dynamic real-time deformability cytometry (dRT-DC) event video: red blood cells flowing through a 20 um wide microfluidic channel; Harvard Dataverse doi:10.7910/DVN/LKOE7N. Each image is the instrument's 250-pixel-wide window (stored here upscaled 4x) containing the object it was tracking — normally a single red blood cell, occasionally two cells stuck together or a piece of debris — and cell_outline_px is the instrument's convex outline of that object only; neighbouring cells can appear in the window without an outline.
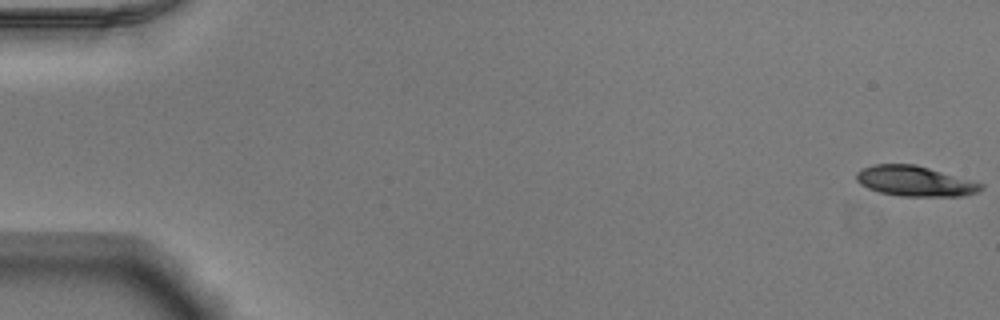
{"species": "Egyptian fruit bat (a non-hibernating species)", "species_latin": "Rousettus aegyptiacus", "temperature_condition": "warm", "stored_images_in_passage": 53, "camera_frame_rate_fps": 3000, "um_per_image_px": 0.085, "animal": {"sex": "male"}, "frame": {"image": 1, "passage_image": 1, "time_ms": 0.0, "image_size_px": [1000, 320], "cell_outline_px": [[984, 188], [976, 192], [960, 196], [900, 196], [880, 192], [868, 188], [860, 184], [856, 180], [856, 172], [872, 164], [916, 164], [984, 184]], "centroid_in_image_um": [77.74, 15.39], "position_along_channel_um": 7.3, "area_um2": 21.85}}
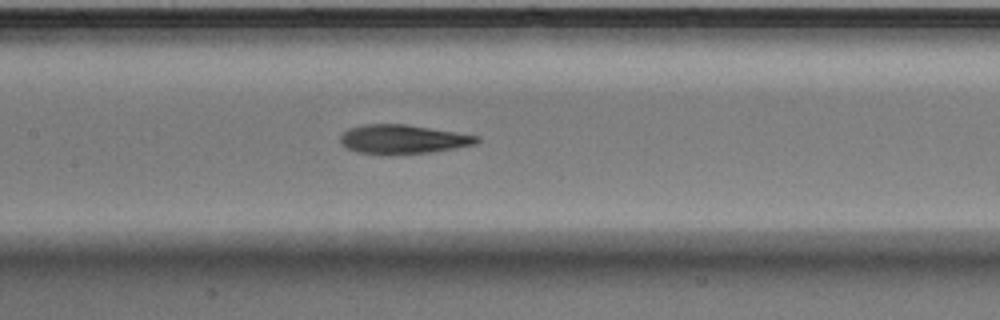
{"frame": {"image": 2, "passage_image": 26, "time_ms": 8.333, "image_size_px": [1000, 320], "cell_outline_px": [[480, 140], [476, 144], [456, 148], [432, 152], [392, 156], [380, 156], [356, 152], [348, 148], [340, 140], [340, 136], [348, 128], [364, 124], [408, 124], [480, 136]], "centroid_in_image_um": [34.25, 11.86], "position_along_channel_um": 173.2, "area_um2": 23.7}}
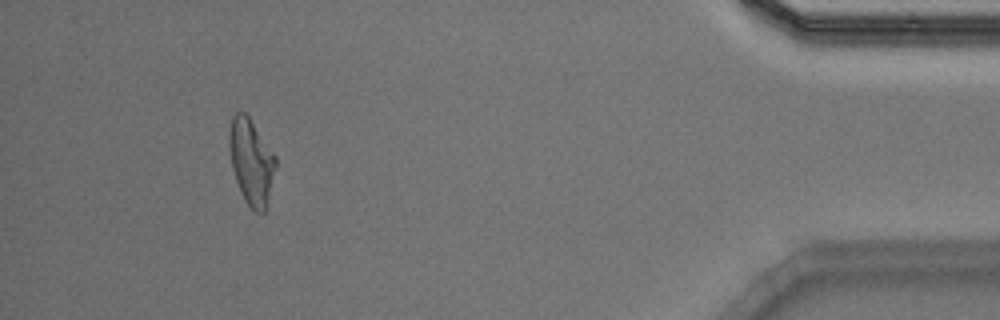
{"frame": {"image": 3, "passage_image": 49, "time_ms": 16.0, "image_size_px": [1000, 320], "cell_outline_px": [[276, 168], [264, 212], [256, 212], [244, 200], [240, 192], [232, 168], [228, 144], [228, 140], [232, 116], [236, 112], [244, 112], [248, 116], [276, 156]], "centroid_in_image_um": [21.34, 13.73], "position_along_channel_um": 413.9, "area_um2": 22.89}, "authors_computed_cell_mechanics": {"area_um2": 23.0622, "velocity_mm_per_s": 3.8974, "shape_relaxation_time_tau1_ms": 4.6532, "shape_relaxation_time_tau2_ms": 2.5524, "deformation_change_tau1": 0.2006, "deformation_change_tau2": 0.1293}}